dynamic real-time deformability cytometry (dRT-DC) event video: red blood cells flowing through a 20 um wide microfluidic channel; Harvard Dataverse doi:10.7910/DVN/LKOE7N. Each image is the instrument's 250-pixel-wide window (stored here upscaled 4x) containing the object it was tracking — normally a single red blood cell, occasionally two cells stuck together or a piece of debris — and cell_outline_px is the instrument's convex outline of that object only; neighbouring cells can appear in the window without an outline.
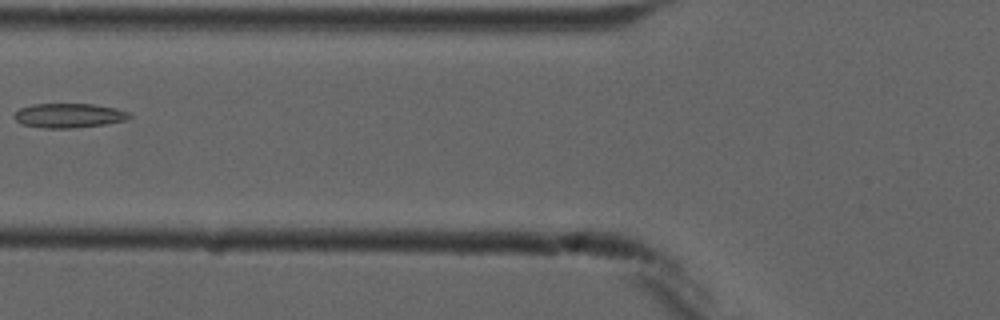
{"species": "common noctule bat (a hibernating species)", "species_latin": "Nyctalus noctula", "temperature_condition": "cold", "stored_images_in_passage": 3, "camera_frame_rate_fps": 3000, "um_per_image_px": 0.085, "animal": {"sex": "male", "forearm_length_mm": 52.5}, "frame": {"image": 1, "passage_image": 3, "time_ms": 2.333, "image_size_px": [1000, 320], "cell_outline_px": [[132, 116], [128, 120], [108, 124], [72, 128], [44, 128], [20, 124], [12, 116], [20, 108], [32, 104], [92, 104], [116, 108], [128, 112]], "centroid_in_image_um": [5.86, 9.83], "position_along_channel_um": 119.9, "area_um2": 16.53}}